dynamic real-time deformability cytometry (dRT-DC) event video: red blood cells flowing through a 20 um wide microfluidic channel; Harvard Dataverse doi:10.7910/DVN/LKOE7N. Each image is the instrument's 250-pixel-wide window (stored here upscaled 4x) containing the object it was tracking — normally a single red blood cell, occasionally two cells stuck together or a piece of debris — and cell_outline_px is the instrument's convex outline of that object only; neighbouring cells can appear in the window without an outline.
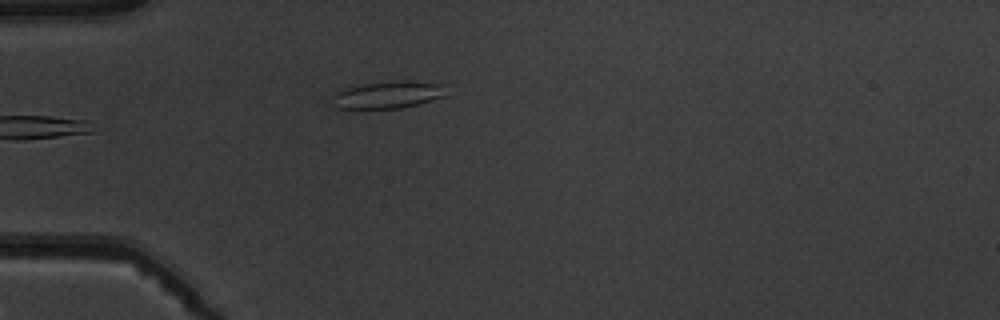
{"species": "common noctule bat (a hibernating species)", "species_latin": "Nyctalus noctula", "temperature_condition": "warm", "stored_images_in_passage": 8, "camera_frame_rate_fps": 3000, "um_per_image_px": 0.085, "animal": {"sex": "male", "body_mass_g": 19.5, "forearm_length_mm": 54.6}, "frame": {"image": 1, "passage_image": 7, "time_ms": 7.0, "image_size_px": [1000, 320], "cell_outline_px": [[444, 96], [416, 104], [400, 108], [336, 108], [332, 104], [332, 96], [336, 92], [348, 88], [364, 84], [404, 80], [408, 80], [444, 84]], "centroid_in_image_um": [32.95, 8.05], "position_along_channel_um": 52.0, "area_um2": 17.69}}